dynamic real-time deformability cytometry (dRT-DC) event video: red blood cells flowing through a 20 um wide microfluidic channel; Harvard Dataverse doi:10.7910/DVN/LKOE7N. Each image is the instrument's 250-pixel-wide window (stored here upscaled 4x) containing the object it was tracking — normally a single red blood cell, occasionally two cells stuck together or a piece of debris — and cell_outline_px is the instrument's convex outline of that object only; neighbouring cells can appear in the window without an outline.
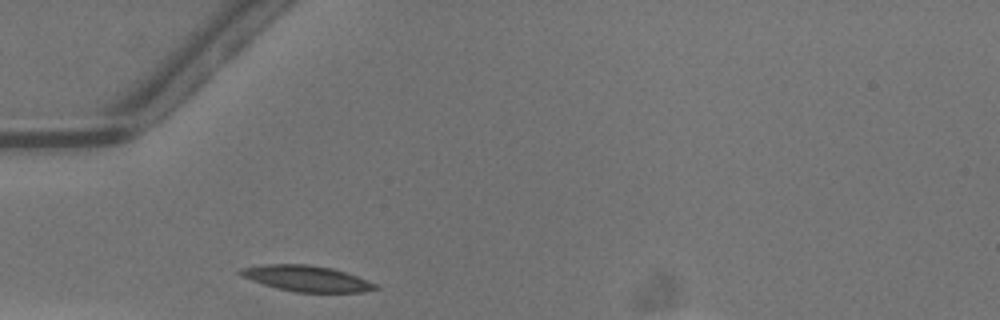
{"species": "common noctule bat (a hibernating species)", "species_latin": "Nyctalus noctula", "temperature_condition": "warm", "stored_images_in_passage": 23, "camera_frame_rate_fps": 3000, "um_per_image_px": 0.085, "animal": {"sex": "male", "body_mass_g": 13.3}, "frame": {"image": 1, "passage_image": 1, "time_ms": 0.0, "image_size_px": [1000, 320], "cell_outline_px": [[380, 288], [364, 292], [296, 292], [276, 288], [240, 276], [236, 272], [240, 268], [264, 264], [308, 264], [332, 268], [356, 276], [376, 284]], "centroid_in_image_um": [26.02, 23.67], "position_along_channel_um": 59.0, "area_um2": 20.29}}
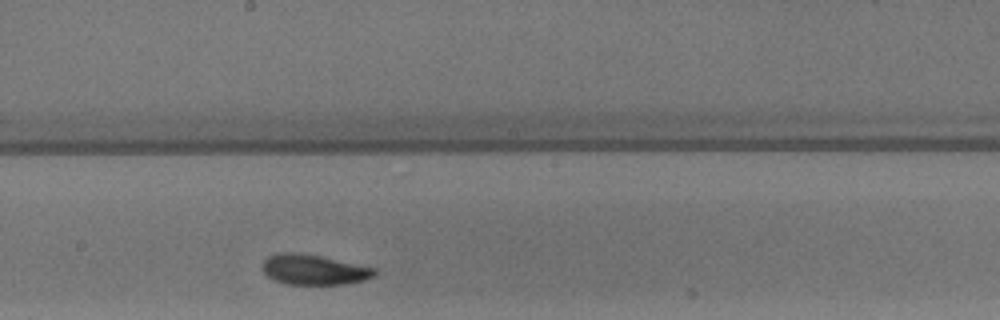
{"frame": {"image": 2, "passage_image": 13, "time_ms": 4.0, "image_size_px": [1000, 320], "cell_outline_px": [[376, 276], [364, 280], [348, 284], [284, 284], [272, 280], [260, 268], [260, 264], [268, 256], [280, 252], [296, 252], [376, 268]], "centroid_in_image_um": [26.62, 22.93], "position_along_channel_um": 221.6, "area_um2": 19.77}}
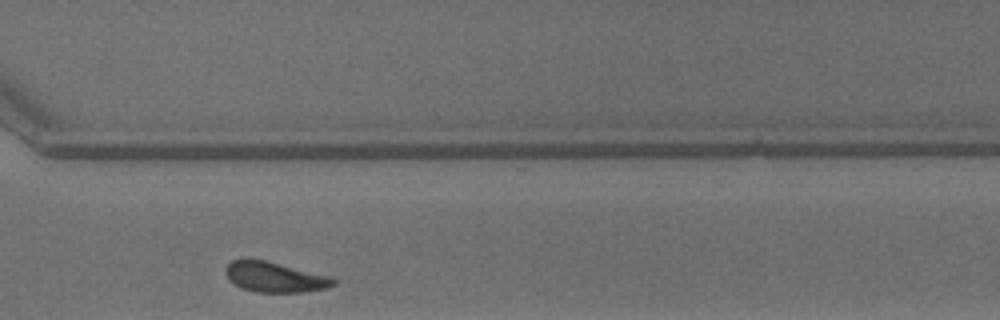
{"frame": {"image": 3, "passage_image": 22, "time_ms": 7.0, "image_size_px": [1000, 320], "cell_outline_px": [[336, 284], [328, 288], [304, 292], [256, 292], [244, 288], [228, 280], [224, 272], [224, 268], [232, 260], [264, 260], [332, 276], [336, 280]], "centroid_in_image_um": [23.39, 23.56], "position_along_channel_um": 347.2, "area_um2": 18.96}}